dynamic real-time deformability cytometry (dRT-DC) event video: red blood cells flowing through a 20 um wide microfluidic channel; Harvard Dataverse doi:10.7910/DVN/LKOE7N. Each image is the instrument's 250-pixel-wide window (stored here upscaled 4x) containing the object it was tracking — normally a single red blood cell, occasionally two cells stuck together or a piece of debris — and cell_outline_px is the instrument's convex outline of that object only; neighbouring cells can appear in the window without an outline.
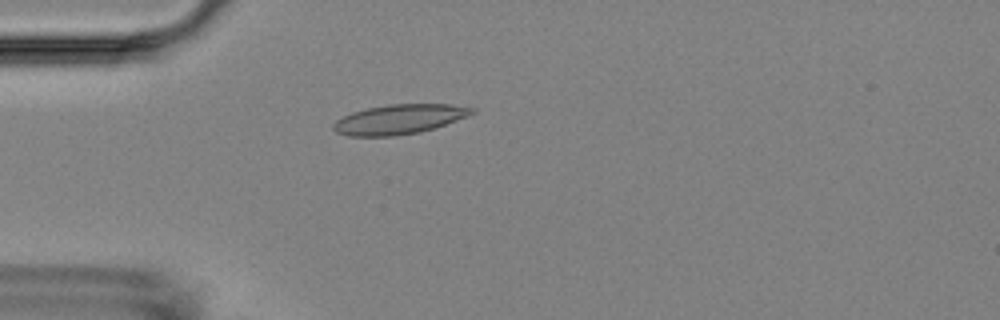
{"species": "Egyptian fruit bat (a non-hibernating species)", "species_latin": "Rousettus aegyptiacus", "temperature_condition": "room temperature", "stored_images_in_passage": 4, "camera_frame_rate_fps": 3000, "um_per_image_px": 0.085, "animal": {"sex": "female"}, "frame": {"image": 1, "passage_image": 3, "time_ms": 2.333, "image_size_px": [1000, 320], "cell_outline_px": [[476, 112], [468, 116], [420, 132], [392, 136], [348, 136], [336, 132], [332, 128], [332, 124], [336, 120], [352, 112], [368, 108], [388, 104], [452, 104], [476, 108]], "centroid_in_image_um": [33.93, 10.13], "position_along_channel_um": 51.1, "area_um2": 23.87}}